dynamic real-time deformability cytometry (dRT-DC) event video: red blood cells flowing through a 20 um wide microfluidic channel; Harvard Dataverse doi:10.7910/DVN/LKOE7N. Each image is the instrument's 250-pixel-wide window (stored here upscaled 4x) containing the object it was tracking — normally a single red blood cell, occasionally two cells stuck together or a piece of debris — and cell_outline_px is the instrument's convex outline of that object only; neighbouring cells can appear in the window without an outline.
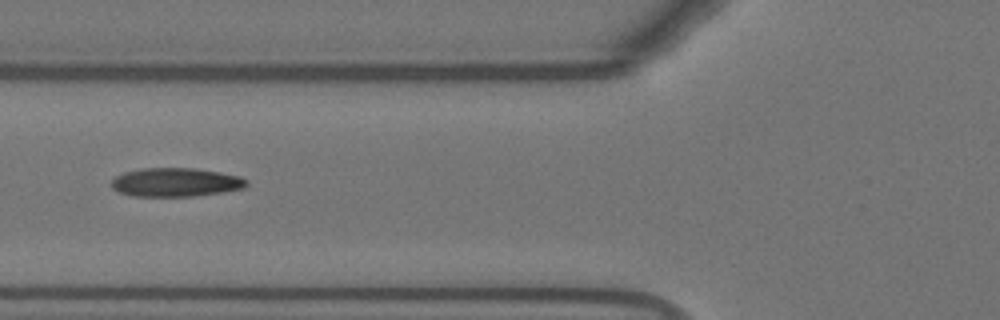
{"species": "Egyptian fruit bat (a non-hibernating species)", "species_latin": "Rousettus aegyptiacus", "temperature_condition": "warm", "stored_images_in_passage": 47, "camera_frame_rate_fps": 3000, "um_per_image_px": 0.085, "animal": {"sex": "female"}, "frame": {"image": 1, "passage_image": 14, "time_ms": 4.333, "image_size_px": [1000, 320], "cell_outline_px": [[248, 184], [244, 188], [220, 192], [192, 196], [132, 196], [120, 192], [112, 188], [112, 180], [116, 176], [124, 172], [140, 168], [196, 168], [220, 172], [240, 176], [248, 180]], "centroid_in_image_um": [14.94, 15.48], "position_along_channel_um": 110.9, "area_um2": 22.6}}
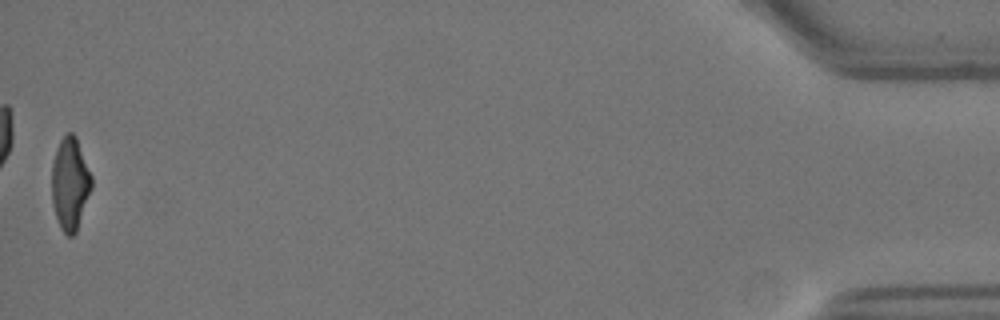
{"frame": {"image": 2, "passage_image": 47, "time_ms": 15.333, "image_size_px": [1000, 320], "cell_outline_px": [[92, 188], [76, 232], [72, 236], [68, 236], [60, 228], [52, 204], [52, 164], [56, 148], [60, 140], [68, 132], [72, 132], [76, 136], [92, 176]], "centroid_in_image_um": [5.96, 15.61], "position_along_channel_um": 429.2, "area_um2": 21.5}, "authors_computed_cell_mechanics": {"area_um2": 22.253, "velocity_mm_per_s": 3.7689, "shape_relaxation_time_tau1_ms": null, "shape_relaxation_time_tau2_ms": 1.6804, "deformation_change_tau1": null, "deformation_change_tau2": 0.1027}}